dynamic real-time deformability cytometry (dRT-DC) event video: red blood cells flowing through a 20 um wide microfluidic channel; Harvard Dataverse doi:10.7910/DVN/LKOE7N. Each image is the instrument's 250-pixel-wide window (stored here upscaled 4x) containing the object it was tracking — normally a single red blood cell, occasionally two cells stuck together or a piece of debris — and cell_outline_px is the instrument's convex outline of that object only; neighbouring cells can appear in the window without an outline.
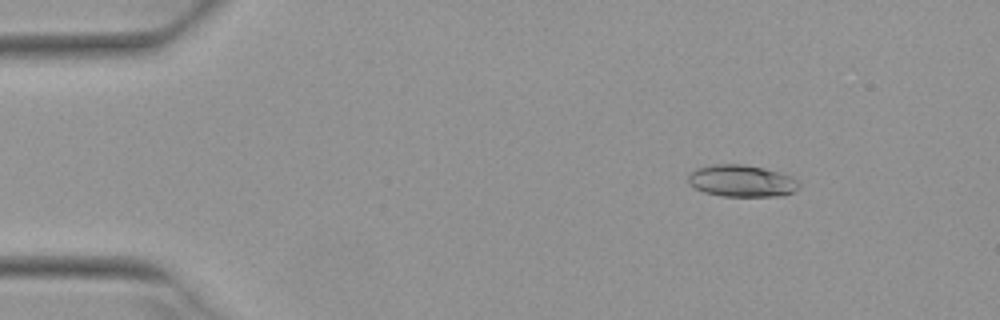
{"species": "Egyptian fruit bat (a non-hibernating species)", "species_latin": "Rousettus aegyptiacus", "temperature_condition": "warm", "stored_images_in_passage": 52, "camera_frame_rate_fps": 3000, "um_per_image_px": 0.085, "animal": {"sex": "female"}, "frame": {"image": 1, "passage_image": 7, "time_ms": 2.0, "image_size_px": [1000, 320], "cell_outline_px": [[800, 188], [784, 196], [724, 196], [704, 192], [688, 184], [688, 176], [696, 168], [712, 164], [740, 164], [764, 168], [792, 176], [800, 180]], "centroid_in_image_um": [63.08, 15.38], "position_along_channel_um": 21.9, "area_um2": 20.75}}
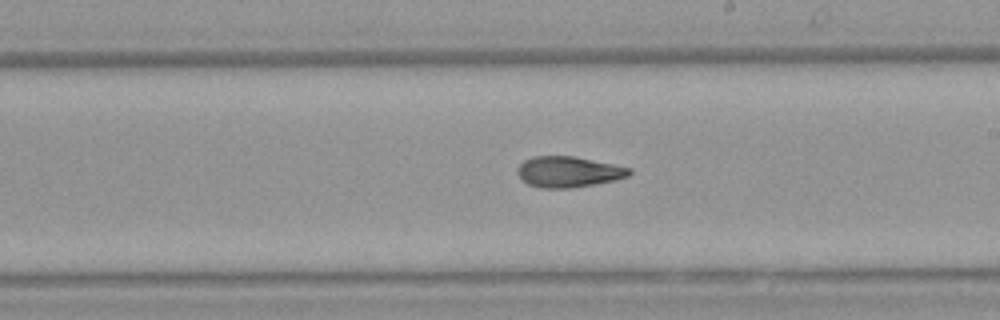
{"frame": {"image": 2, "passage_image": 30, "time_ms": 9.667, "image_size_px": [1000, 320], "cell_outline_px": [[632, 172], [628, 176], [616, 180], [568, 188], [540, 188], [528, 184], [516, 172], [516, 168], [524, 160], [532, 156], [576, 156], [632, 168]], "centroid_in_image_um": [48.32, 14.59], "position_along_channel_um": 240.7, "area_um2": 20.11}}
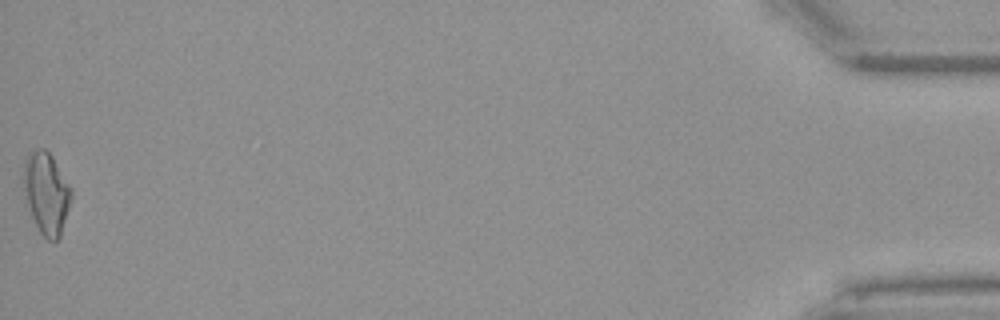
{"frame": {"image": 3, "passage_image": 52, "time_ms": 17.0, "image_size_px": [1000, 320], "cell_outline_px": [[72, 196], [60, 236], [56, 240], [48, 240], [40, 232], [32, 216], [28, 204], [24, 188], [24, 160], [36, 148], [44, 148], [52, 156], [72, 188]], "centroid_in_image_um": [3.96, 16.39], "position_along_channel_um": 431.2, "area_um2": 22.25}, "authors_computed_cell_mechanics": {"area_um2": 20.3745, "velocity_mm_per_s": 3.9502, "shape_relaxation_time_tau1_ms": 10.901, "shape_relaxation_time_tau2_ms": 3.0544, "deformation_change_tau1": 0.2484, "deformation_change_tau2": 0.1063}}